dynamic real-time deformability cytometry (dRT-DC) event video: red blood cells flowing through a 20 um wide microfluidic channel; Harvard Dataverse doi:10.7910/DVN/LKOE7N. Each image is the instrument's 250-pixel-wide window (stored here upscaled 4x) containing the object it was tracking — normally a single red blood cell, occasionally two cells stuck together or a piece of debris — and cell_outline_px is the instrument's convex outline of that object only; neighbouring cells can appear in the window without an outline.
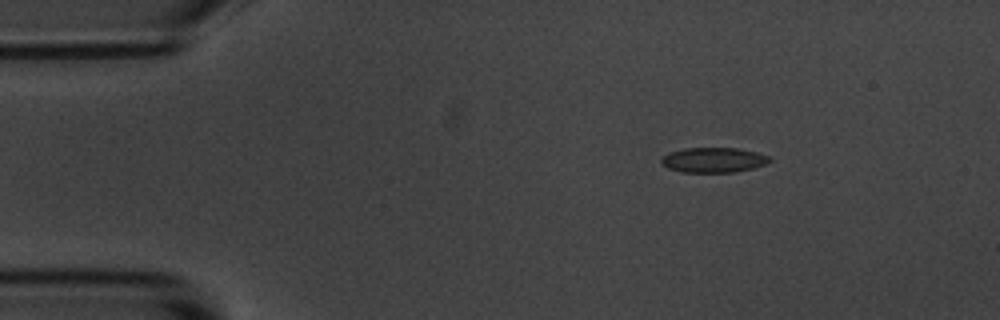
{"species": "common noctule bat (a hibernating species)", "species_latin": "Nyctalus noctula", "temperature_condition": "room temperature", "stored_images_in_passage": 5, "segment_of_instrument_passage": [2, 2], "camera_frame_rate_fps": 3000, "um_per_image_px": 0.085, "animal": {"sex": "male", "body_mass_g": 20.1, "forearm_length_mm": 53.5}, "frame": {"image": 1, "passage_image": 5, "time_ms": 5.333, "image_size_px": [1000, 320], "cell_outline_px": [[772, 160], [764, 164], [752, 168], [732, 172], [680, 172], [668, 168], [660, 164], [660, 160], [664, 156], [672, 152], [684, 148], [736, 148], [756, 152], [768, 156]], "centroid_in_image_um": [60.61, 13.6], "position_along_channel_um": 24.4, "area_um2": 15.61}}